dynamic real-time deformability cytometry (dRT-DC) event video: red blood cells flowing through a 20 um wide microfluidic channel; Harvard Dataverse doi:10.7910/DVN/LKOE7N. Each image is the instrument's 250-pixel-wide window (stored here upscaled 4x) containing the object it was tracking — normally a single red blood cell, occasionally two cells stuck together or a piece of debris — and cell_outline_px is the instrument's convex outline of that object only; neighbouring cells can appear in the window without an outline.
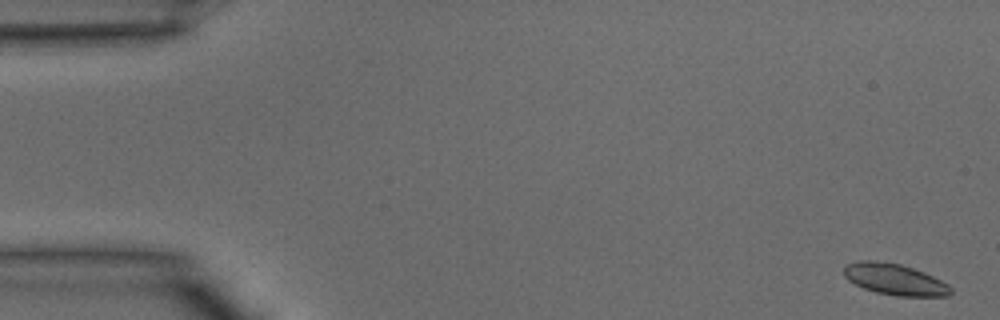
{"species": "common noctule bat (a hibernating species)", "species_latin": "Nyctalus noctula", "temperature_condition": "warm", "stored_images_in_passage": 41, "segment_of_instrument_passage": [1, 2], "camera_frame_rate_fps": 3000, "um_per_image_px": 0.085, "animal": {"sex": "male", "body_mass_g": 15.6}, "frame": {"image": 1, "passage_image": 1, "time_ms": 0.0, "image_size_px": [1000, 320], "cell_outline_px": [[952, 292], [948, 296], [896, 296], [876, 292], [864, 288], [848, 280], [844, 276], [844, 264], [856, 260], [872, 260], [900, 264], [924, 272], [948, 284], [952, 288]], "centroid_in_image_um": [76.03, 23.74], "position_along_channel_um": 9.0, "area_um2": 19.48}}
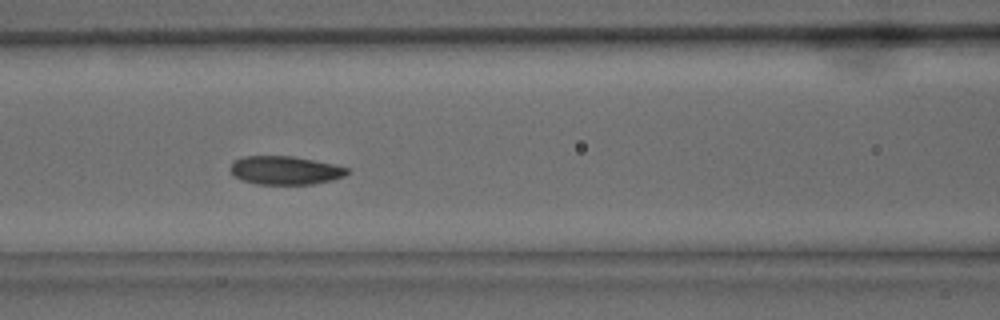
{"frame": {"image": 2, "passage_image": 17, "time_ms": 5.333, "image_size_px": [1000, 320], "cell_outline_px": [[348, 172], [344, 176], [332, 180], [312, 184], [256, 184], [244, 180], [236, 176], [228, 168], [232, 160], [244, 156], [292, 156], [332, 164], [348, 168]], "centroid_in_image_um": [24.19, 14.47], "position_along_channel_um": 142.4, "area_um2": 19.25}}
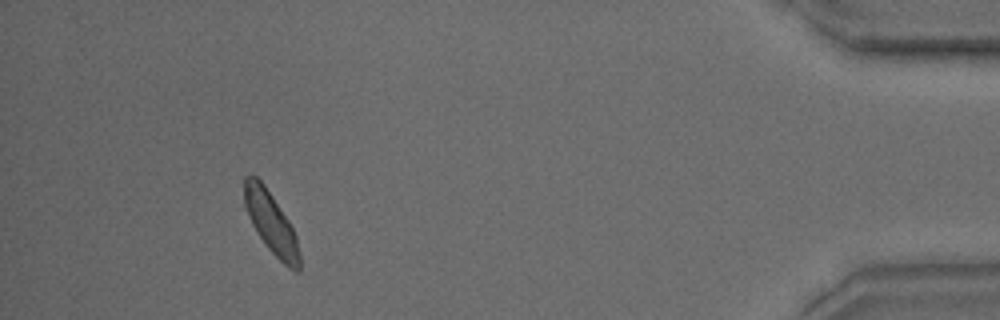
{"frame": {"image": 3, "passage_image": 37, "time_ms": 12.0, "image_size_px": [1000, 320], "cell_outline_px": [[300, 272], [296, 272], [288, 268], [268, 248], [256, 232], [244, 208], [244, 176], [256, 176], [264, 184], [288, 220], [296, 236], [300, 252]], "centroid_in_image_um": [23.04, 18.96], "position_along_channel_um": 412.2, "area_um2": 19.71}}